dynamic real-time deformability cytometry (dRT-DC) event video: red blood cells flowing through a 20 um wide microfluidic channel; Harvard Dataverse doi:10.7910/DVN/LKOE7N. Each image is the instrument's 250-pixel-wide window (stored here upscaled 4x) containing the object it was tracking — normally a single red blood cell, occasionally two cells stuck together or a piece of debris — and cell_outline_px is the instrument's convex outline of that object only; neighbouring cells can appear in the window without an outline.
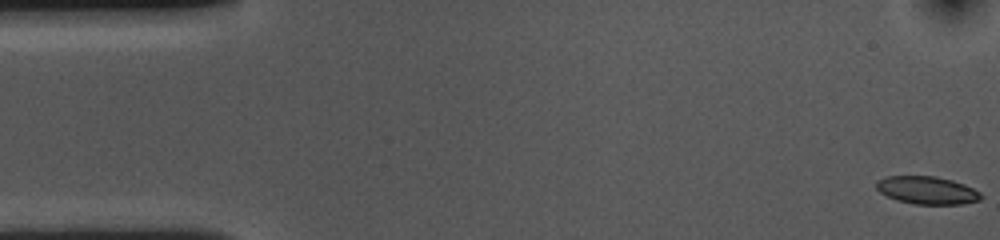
{"species": "common noctule bat (a hibernating species)", "species_latin": "Nyctalus noctula", "temperature_condition": "cold", "stored_images_in_passage": 9, "camera_frame_rate_fps": 3000, "um_per_image_px": 0.085, "animal": {"sex": "female", "body_mass_g": 10.0, "forearm_length_mm": 53.1}, "frame": {"image": 1, "passage_image": 1, "time_ms": 0.0, "image_size_px": [1000, 240], "cell_outline_px": [[984, 196], [980, 200], [960, 204], [916, 204], [896, 200], [880, 192], [876, 188], [876, 180], [884, 176], [936, 176], [952, 180], [964, 184], [980, 192]], "centroid_in_image_um": [78.79, 16.16], "position_along_channel_um": 6.2, "area_um2": 16.99}}